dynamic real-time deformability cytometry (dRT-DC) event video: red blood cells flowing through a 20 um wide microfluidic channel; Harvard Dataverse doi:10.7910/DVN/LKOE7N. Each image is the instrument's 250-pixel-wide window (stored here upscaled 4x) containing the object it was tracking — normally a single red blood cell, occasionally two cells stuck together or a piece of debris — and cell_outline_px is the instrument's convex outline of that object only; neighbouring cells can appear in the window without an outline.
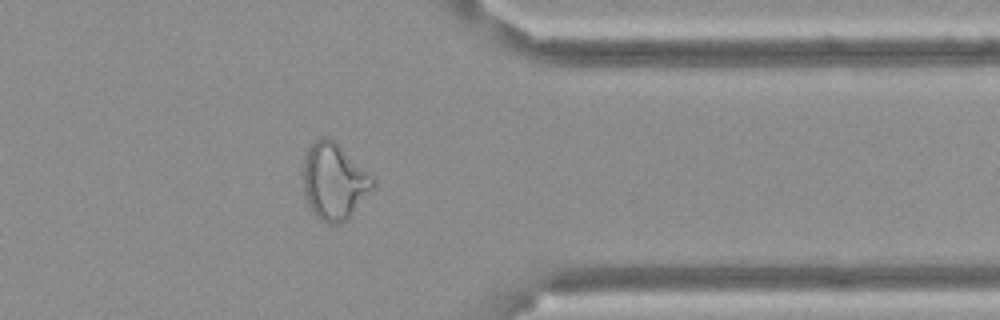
{"species": "Egyptian fruit bat (a non-hibernating species)", "species_latin": "Rousettus aegyptiacus", "temperature_condition": "cold", "stored_images_in_passage": 13, "camera_frame_rate_fps": 3000, "um_per_image_px": 0.085, "frame": {"image": 1, "passage_image": 11, "time_ms": 3.333, "image_size_px": [1000, 320], "cell_outline_px": [[376, 184], [348, 220], [340, 224], [328, 224], [320, 220], [312, 212], [304, 196], [304, 156], [308, 148], [320, 136], [328, 136], [368, 172], [376, 180]], "centroid_in_image_um": [28.39, 15.45], "position_along_channel_um": 383.0, "area_um2": 30.98}}